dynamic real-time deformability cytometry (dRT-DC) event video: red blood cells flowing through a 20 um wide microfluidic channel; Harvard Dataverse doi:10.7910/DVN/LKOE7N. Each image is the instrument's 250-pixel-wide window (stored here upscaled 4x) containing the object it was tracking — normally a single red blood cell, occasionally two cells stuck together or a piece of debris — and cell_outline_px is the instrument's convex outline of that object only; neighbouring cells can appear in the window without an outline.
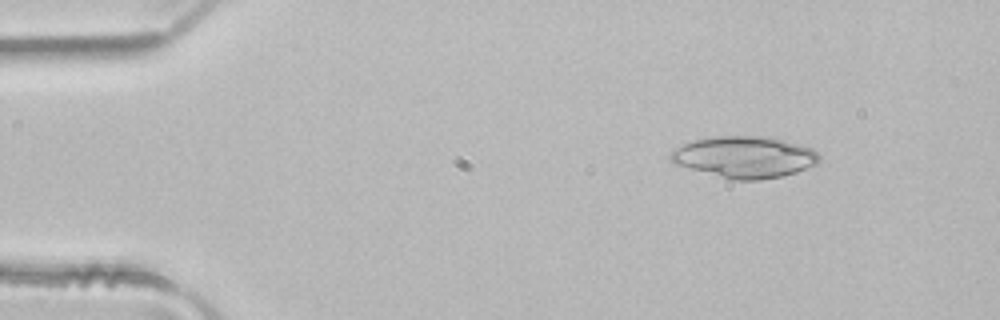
{"species": "common noctule bat (a hibernating species)", "species_latin": "Nyctalus noctula", "temperature_condition": "room temperature", "stored_images_in_passage": 4, "camera_frame_rate_fps": 3000, "um_per_image_px": 0.085, "animal": {"sex": "male", "body_mass_g": 21.5, "forearm_length_mm": 52.0}, "frame": {"image": 1, "passage_image": 2, "time_ms": 0.333, "image_size_px": [1000, 320], "cell_outline_px": [[820, 160], [816, 164], [796, 172], [780, 176], [760, 180], [732, 180], [676, 164], [668, 156], [668, 152], [672, 148], [692, 140], [712, 136], [768, 136], [800, 144], [812, 148], [820, 156]], "centroid_in_image_um": [63.26, 13.33], "position_along_channel_um": 21.7, "area_um2": 36.13}}